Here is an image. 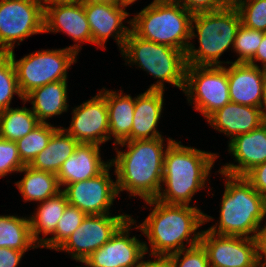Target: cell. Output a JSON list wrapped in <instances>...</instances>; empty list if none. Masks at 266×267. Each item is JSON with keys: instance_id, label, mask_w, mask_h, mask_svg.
<instances>
[{"instance_id": "1", "label": "cell", "mask_w": 266, "mask_h": 267, "mask_svg": "<svg viewBox=\"0 0 266 267\" xmlns=\"http://www.w3.org/2000/svg\"><path fill=\"white\" fill-rule=\"evenodd\" d=\"M145 202L154 208L136 229L149 240L150 256L167 257L185 249V241L189 247L199 244L202 231H196L202 224L213 220L195 206L165 204L157 199Z\"/></svg>"}, {"instance_id": "2", "label": "cell", "mask_w": 266, "mask_h": 267, "mask_svg": "<svg viewBox=\"0 0 266 267\" xmlns=\"http://www.w3.org/2000/svg\"><path fill=\"white\" fill-rule=\"evenodd\" d=\"M164 138L124 141L116 145L127 147L126 151L116 150V157L110 160L115 166L117 190H126L130 196L145 200L156 199L163 187V164L166 148L174 141ZM165 148V149H164Z\"/></svg>"}, {"instance_id": "3", "label": "cell", "mask_w": 266, "mask_h": 267, "mask_svg": "<svg viewBox=\"0 0 266 267\" xmlns=\"http://www.w3.org/2000/svg\"><path fill=\"white\" fill-rule=\"evenodd\" d=\"M217 157L174 140L164 154L162 185L166 188L160 189L156 199L165 204L189 205L195 193L207 186Z\"/></svg>"}, {"instance_id": "4", "label": "cell", "mask_w": 266, "mask_h": 267, "mask_svg": "<svg viewBox=\"0 0 266 267\" xmlns=\"http://www.w3.org/2000/svg\"><path fill=\"white\" fill-rule=\"evenodd\" d=\"M218 172L226 179L219 223L207 230L220 235L254 238L266 217V200L244 176Z\"/></svg>"}, {"instance_id": "5", "label": "cell", "mask_w": 266, "mask_h": 267, "mask_svg": "<svg viewBox=\"0 0 266 267\" xmlns=\"http://www.w3.org/2000/svg\"><path fill=\"white\" fill-rule=\"evenodd\" d=\"M240 25L241 18L236 7L193 14L190 37L193 39L198 36L199 49L189 43L187 65L222 66L223 61L219 58L224 51L233 47Z\"/></svg>"}, {"instance_id": "6", "label": "cell", "mask_w": 266, "mask_h": 267, "mask_svg": "<svg viewBox=\"0 0 266 267\" xmlns=\"http://www.w3.org/2000/svg\"><path fill=\"white\" fill-rule=\"evenodd\" d=\"M192 16L175 0H154L127 22L136 36L186 53Z\"/></svg>"}, {"instance_id": "7", "label": "cell", "mask_w": 266, "mask_h": 267, "mask_svg": "<svg viewBox=\"0 0 266 267\" xmlns=\"http://www.w3.org/2000/svg\"><path fill=\"white\" fill-rule=\"evenodd\" d=\"M121 55L129 65L136 64L157 78L148 90L164 91V82L184 90L187 68L184 51L142 39L130 31Z\"/></svg>"}, {"instance_id": "8", "label": "cell", "mask_w": 266, "mask_h": 267, "mask_svg": "<svg viewBox=\"0 0 266 267\" xmlns=\"http://www.w3.org/2000/svg\"><path fill=\"white\" fill-rule=\"evenodd\" d=\"M7 54L15 66L19 88L24 97L48 83L67 81V70L76 63L78 56L68 48L37 51L17 61L14 50Z\"/></svg>"}, {"instance_id": "9", "label": "cell", "mask_w": 266, "mask_h": 267, "mask_svg": "<svg viewBox=\"0 0 266 267\" xmlns=\"http://www.w3.org/2000/svg\"><path fill=\"white\" fill-rule=\"evenodd\" d=\"M183 92L193 108L208 119L231 102L227 67L187 65Z\"/></svg>"}, {"instance_id": "10", "label": "cell", "mask_w": 266, "mask_h": 267, "mask_svg": "<svg viewBox=\"0 0 266 267\" xmlns=\"http://www.w3.org/2000/svg\"><path fill=\"white\" fill-rule=\"evenodd\" d=\"M44 33L41 0H0V53L13 51L16 42Z\"/></svg>"}, {"instance_id": "11", "label": "cell", "mask_w": 266, "mask_h": 267, "mask_svg": "<svg viewBox=\"0 0 266 267\" xmlns=\"http://www.w3.org/2000/svg\"><path fill=\"white\" fill-rule=\"evenodd\" d=\"M131 217L127 214L86 215L81 225L56 251H66L71 258L83 263L92 252L108 242Z\"/></svg>"}, {"instance_id": "12", "label": "cell", "mask_w": 266, "mask_h": 267, "mask_svg": "<svg viewBox=\"0 0 266 267\" xmlns=\"http://www.w3.org/2000/svg\"><path fill=\"white\" fill-rule=\"evenodd\" d=\"M136 221L129 218L102 247L92 252L83 262L86 267H140L149 251L146 242L136 236L129 237V231ZM78 267V266H77Z\"/></svg>"}, {"instance_id": "13", "label": "cell", "mask_w": 266, "mask_h": 267, "mask_svg": "<svg viewBox=\"0 0 266 267\" xmlns=\"http://www.w3.org/2000/svg\"><path fill=\"white\" fill-rule=\"evenodd\" d=\"M110 163L99 175L88 180L68 184L62 191L68 204L79 208L86 215L110 214L109 209L118 196L117 182H113Z\"/></svg>"}, {"instance_id": "14", "label": "cell", "mask_w": 266, "mask_h": 267, "mask_svg": "<svg viewBox=\"0 0 266 267\" xmlns=\"http://www.w3.org/2000/svg\"><path fill=\"white\" fill-rule=\"evenodd\" d=\"M200 243L207 252L210 267H259L254 238L202 230Z\"/></svg>"}, {"instance_id": "15", "label": "cell", "mask_w": 266, "mask_h": 267, "mask_svg": "<svg viewBox=\"0 0 266 267\" xmlns=\"http://www.w3.org/2000/svg\"><path fill=\"white\" fill-rule=\"evenodd\" d=\"M69 128H63L79 143L103 144L109 140V116L105 89L72 111Z\"/></svg>"}, {"instance_id": "16", "label": "cell", "mask_w": 266, "mask_h": 267, "mask_svg": "<svg viewBox=\"0 0 266 267\" xmlns=\"http://www.w3.org/2000/svg\"><path fill=\"white\" fill-rule=\"evenodd\" d=\"M66 33L78 43L67 47L77 55L82 47L80 43H92V33L87 20L84 3L80 1L55 3L44 6V33Z\"/></svg>"}, {"instance_id": "17", "label": "cell", "mask_w": 266, "mask_h": 267, "mask_svg": "<svg viewBox=\"0 0 266 267\" xmlns=\"http://www.w3.org/2000/svg\"><path fill=\"white\" fill-rule=\"evenodd\" d=\"M126 6L119 4L88 2L84 11L92 33V43L105 49V43L112 36L122 51L131 29L124 26L123 20L129 16Z\"/></svg>"}, {"instance_id": "18", "label": "cell", "mask_w": 266, "mask_h": 267, "mask_svg": "<svg viewBox=\"0 0 266 267\" xmlns=\"http://www.w3.org/2000/svg\"><path fill=\"white\" fill-rule=\"evenodd\" d=\"M228 151L239 164L226 163L219 169L222 173L245 176L251 169L266 162V123L235 136L228 143Z\"/></svg>"}, {"instance_id": "19", "label": "cell", "mask_w": 266, "mask_h": 267, "mask_svg": "<svg viewBox=\"0 0 266 267\" xmlns=\"http://www.w3.org/2000/svg\"><path fill=\"white\" fill-rule=\"evenodd\" d=\"M230 101L245 106H260L265 69L250 63L227 61Z\"/></svg>"}, {"instance_id": "20", "label": "cell", "mask_w": 266, "mask_h": 267, "mask_svg": "<svg viewBox=\"0 0 266 267\" xmlns=\"http://www.w3.org/2000/svg\"><path fill=\"white\" fill-rule=\"evenodd\" d=\"M100 145L79 143L56 174L60 187L99 175L109 164L101 159Z\"/></svg>"}, {"instance_id": "21", "label": "cell", "mask_w": 266, "mask_h": 267, "mask_svg": "<svg viewBox=\"0 0 266 267\" xmlns=\"http://www.w3.org/2000/svg\"><path fill=\"white\" fill-rule=\"evenodd\" d=\"M163 90H148L135 97L132 140L163 138L157 124L163 109Z\"/></svg>"}, {"instance_id": "22", "label": "cell", "mask_w": 266, "mask_h": 267, "mask_svg": "<svg viewBox=\"0 0 266 267\" xmlns=\"http://www.w3.org/2000/svg\"><path fill=\"white\" fill-rule=\"evenodd\" d=\"M208 123L214 129L230 137L248 133L263 124L258 107L230 102L213 113Z\"/></svg>"}, {"instance_id": "23", "label": "cell", "mask_w": 266, "mask_h": 267, "mask_svg": "<svg viewBox=\"0 0 266 267\" xmlns=\"http://www.w3.org/2000/svg\"><path fill=\"white\" fill-rule=\"evenodd\" d=\"M67 81L48 83L36 88L24 97V103L32 104V112L40 123H48L47 119L61 115L68 110Z\"/></svg>"}, {"instance_id": "24", "label": "cell", "mask_w": 266, "mask_h": 267, "mask_svg": "<svg viewBox=\"0 0 266 267\" xmlns=\"http://www.w3.org/2000/svg\"><path fill=\"white\" fill-rule=\"evenodd\" d=\"M109 116V140L114 137V144L131 141V131L135 110V98L105 89Z\"/></svg>"}, {"instance_id": "25", "label": "cell", "mask_w": 266, "mask_h": 267, "mask_svg": "<svg viewBox=\"0 0 266 267\" xmlns=\"http://www.w3.org/2000/svg\"><path fill=\"white\" fill-rule=\"evenodd\" d=\"M78 144L79 142L60 126L53 133L48 145L29 166L36 170L57 174L63 162L72 155Z\"/></svg>"}, {"instance_id": "26", "label": "cell", "mask_w": 266, "mask_h": 267, "mask_svg": "<svg viewBox=\"0 0 266 267\" xmlns=\"http://www.w3.org/2000/svg\"><path fill=\"white\" fill-rule=\"evenodd\" d=\"M67 205V197L65 193L61 191L57 195L41 202V204L38 205L36 213L28 217L32 239L39 247L46 242L45 236L54 234L57 223L62 217ZM40 233L43 234L42 236H44V238L39 236L41 235Z\"/></svg>"}, {"instance_id": "27", "label": "cell", "mask_w": 266, "mask_h": 267, "mask_svg": "<svg viewBox=\"0 0 266 267\" xmlns=\"http://www.w3.org/2000/svg\"><path fill=\"white\" fill-rule=\"evenodd\" d=\"M25 172L24 177L16 182L24 202L39 201V204L62 191L56 174L33 169L29 165L20 171Z\"/></svg>"}, {"instance_id": "28", "label": "cell", "mask_w": 266, "mask_h": 267, "mask_svg": "<svg viewBox=\"0 0 266 267\" xmlns=\"http://www.w3.org/2000/svg\"><path fill=\"white\" fill-rule=\"evenodd\" d=\"M26 252L40 248L32 239L29 218L0 215V248Z\"/></svg>"}, {"instance_id": "29", "label": "cell", "mask_w": 266, "mask_h": 267, "mask_svg": "<svg viewBox=\"0 0 266 267\" xmlns=\"http://www.w3.org/2000/svg\"><path fill=\"white\" fill-rule=\"evenodd\" d=\"M40 122L30 108H8L0 112V137L17 141L28 135Z\"/></svg>"}, {"instance_id": "30", "label": "cell", "mask_w": 266, "mask_h": 267, "mask_svg": "<svg viewBox=\"0 0 266 267\" xmlns=\"http://www.w3.org/2000/svg\"><path fill=\"white\" fill-rule=\"evenodd\" d=\"M59 127L51 123H40L25 137L16 141L22 163L30 165L35 157L48 145L53 133Z\"/></svg>"}, {"instance_id": "31", "label": "cell", "mask_w": 266, "mask_h": 267, "mask_svg": "<svg viewBox=\"0 0 266 267\" xmlns=\"http://www.w3.org/2000/svg\"><path fill=\"white\" fill-rule=\"evenodd\" d=\"M85 217L86 214L83 211L68 204L57 223L53 236L51 238H46V242L41 248L53 249L56 251L81 225Z\"/></svg>"}, {"instance_id": "32", "label": "cell", "mask_w": 266, "mask_h": 267, "mask_svg": "<svg viewBox=\"0 0 266 267\" xmlns=\"http://www.w3.org/2000/svg\"><path fill=\"white\" fill-rule=\"evenodd\" d=\"M14 94L24 101L19 84L15 66L8 54H0V112L10 108Z\"/></svg>"}, {"instance_id": "33", "label": "cell", "mask_w": 266, "mask_h": 267, "mask_svg": "<svg viewBox=\"0 0 266 267\" xmlns=\"http://www.w3.org/2000/svg\"><path fill=\"white\" fill-rule=\"evenodd\" d=\"M263 33L241 24L232 48L239 55L238 59L234 62L248 63L256 54L262 41Z\"/></svg>"}, {"instance_id": "34", "label": "cell", "mask_w": 266, "mask_h": 267, "mask_svg": "<svg viewBox=\"0 0 266 267\" xmlns=\"http://www.w3.org/2000/svg\"><path fill=\"white\" fill-rule=\"evenodd\" d=\"M236 8L242 25L266 32V0H242Z\"/></svg>"}, {"instance_id": "35", "label": "cell", "mask_w": 266, "mask_h": 267, "mask_svg": "<svg viewBox=\"0 0 266 267\" xmlns=\"http://www.w3.org/2000/svg\"><path fill=\"white\" fill-rule=\"evenodd\" d=\"M167 258L172 267H210L207 252L201 243L170 254Z\"/></svg>"}, {"instance_id": "36", "label": "cell", "mask_w": 266, "mask_h": 267, "mask_svg": "<svg viewBox=\"0 0 266 267\" xmlns=\"http://www.w3.org/2000/svg\"><path fill=\"white\" fill-rule=\"evenodd\" d=\"M25 165L20 159L16 141L0 137V178L19 172Z\"/></svg>"}, {"instance_id": "37", "label": "cell", "mask_w": 266, "mask_h": 267, "mask_svg": "<svg viewBox=\"0 0 266 267\" xmlns=\"http://www.w3.org/2000/svg\"><path fill=\"white\" fill-rule=\"evenodd\" d=\"M192 14L217 11L225 8L219 0H175Z\"/></svg>"}, {"instance_id": "38", "label": "cell", "mask_w": 266, "mask_h": 267, "mask_svg": "<svg viewBox=\"0 0 266 267\" xmlns=\"http://www.w3.org/2000/svg\"><path fill=\"white\" fill-rule=\"evenodd\" d=\"M244 177L266 200V162L251 169Z\"/></svg>"}, {"instance_id": "39", "label": "cell", "mask_w": 266, "mask_h": 267, "mask_svg": "<svg viewBox=\"0 0 266 267\" xmlns=\"http://www.w3.org/2000/svg\"><path fill=\"white\" fill-rule=\"evenodd\" d=\"M261 226L262 225H260L259 228L257 229L256 234L254 236V240L256 244V255H257L258 266L266 267V223L263 227ZM262 258L265 259L262 260Z\"/></svg>"}, {"instance_id": "40", "label": "cell", "mask_w": 266, "mask_h": 267, "mask_svg": "<svg viewBox=\"0 0 266 267\" xmlns=\"http://www.w3.org/2000/svg\"><path fill=\"white\" fill-rule=\"evenodd\" d=\"M25 254L23 251H18L11 248H0V267H17L21 258Z\"/></svg>"}, {"instance_id": "41", "label": "cell", "mask_w": 266, "mask_h": 267, "mask_svg": "<svg viewBox=\"0 0 266 267\" xmlns=\"http://www.w3.org/2000/svg\"><path fill=\"white\" fill-rule=\"evenodd\" d=\"M256 61H261L263 69L266 70V32L263 33L262 41L256 51L254 57L248 62L254 66L257 65ZM256 63V64H255Z\"/></svg>"}, {"instance_id": "42", "label": "cell", "mask_w": 266, "mask_h": 267, "mask_svg": "<svg viewBox=\"0 0 266 267\" xmlns=\"http://www.w3.org/2000/svg\"><path fill=\"white\" fill-rule=\"evenodd\" d=\"M140 267H172L167 257H155V260H142Z\"/></svg>"}, {"instance_id": "43", "label": "cell", "mask_w": 266, "mask_h": 267, "mask_svg": "<svg viewBox=\"0 0 266 267\" xmlns=\"http://www.w3.org/2000/svg\"><path fill=\"white\" fill-rule=\"evenodd\" d=\"M260 114L263 123H266V70L264 74V81L262 87V98L259 106Z\"/></svg>"}, {"instance_id": "44", "label": "cell", "mask_w": 266, "mask_h": 267, "mask_svg": "<svg viewBox=\"0 0 266 267\" xmlns=\"http://www.w3.org/2000/svg\"><path fill=\"white\" fill-rule=\"evenodd\" d=\"M225 7H237L242 0H219Z\"/></svg>"}, {"instance_id": "45", "label": "cell", "mask_w": 266, "mask_h": 267, "mask_svg": "<svg viewBox=\"0 0 266 267\" xmlns=\"http://www.w3.org/2000/svg\"><path fill=\"white\" fill-rule=\"evenodd\" d=\"M43 6L49 5V4H55V3H67V2H76L80 0H41Z\"/></svg>"}, {"instance_id": "46", "label": "cell", "mask_w": 266, "mask_h": 267, "mask_svg": "<svg viewBox=\"0 0 266 267\" xmlns=\"http://www.w3.org/2000/svg\"><path fill=\"white\" fill-rule=\"evenodd\" d=\"M80 2H100V3H110V4H119V0H80Z\"/></svg>"}, {"instance_id": "47", "label": "cell", "mask_w": 266, "mask_h": 267, "mask_svg": "<svg viewBox=\"0 0 266 267\" xmlns=\"http://www.w3.org/2000/svg\"><path fill=\"white\" fill-rule=\"evenodd\" d=\"M137 0H119V5L128 6L133 4Z\"/></svg>"}]
</instances>
